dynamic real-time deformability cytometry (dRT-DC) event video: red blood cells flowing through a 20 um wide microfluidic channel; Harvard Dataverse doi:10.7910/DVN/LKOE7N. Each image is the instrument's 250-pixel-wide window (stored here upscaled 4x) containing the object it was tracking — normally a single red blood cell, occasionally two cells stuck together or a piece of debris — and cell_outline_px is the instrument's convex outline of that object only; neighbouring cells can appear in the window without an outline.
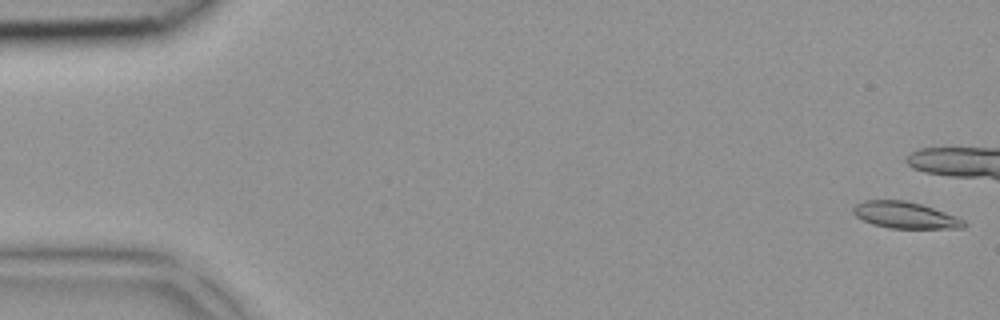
{"species": "common noctule bat (a hibernating species)", "species_latin": "Nyctalus noctula", "temperature_condition": "room temperature", "stored_images_in_passage": 11, "camera_frame_rate_fps": 3000, "um_per_image_px": 0.085, "animal": {"sex": "female", "body_mass_g": 18.4}, "frame": {"image": 1, "passage_image": 1, "time_ms": 0.0, "image_size_px": [1000, 320], "cell_outline_px": [[968, 224], [964, 228], [888, 228], [872, 224], [856, 216], [852, 212], [852, 208], [856, 204], [864, 200], [904, 200], [920, 204], [944, 212], [964, 220]], "centroid_in_image_um": [76.91, 18.29], "position_along_channel_um": 8.1, "area_um2": 16.99}}
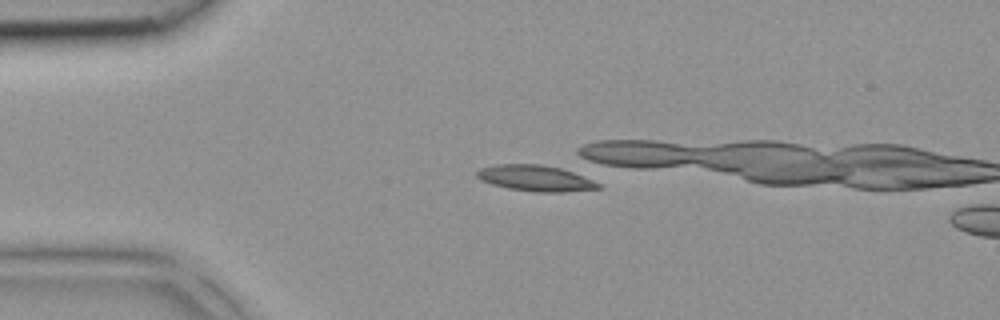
{"frame": {"image": 2, "passage_image": 10, "time_ms": 3.0, "image_size_px": [1000, 320], "cell_outline_px": [[604, 188], [564, 192], [536, 192], [508, 188], [492, 184], [480, 180], [476, 176], [476, 172], [480, 168], [496, 164], [540, 164], [560, 168], [572, 172], [592, 180], [600, 184]], "centroid_in_image_um": [45.5, 15.15], "position_along_channel_um": 39.5, "area_um2": 18.32}}